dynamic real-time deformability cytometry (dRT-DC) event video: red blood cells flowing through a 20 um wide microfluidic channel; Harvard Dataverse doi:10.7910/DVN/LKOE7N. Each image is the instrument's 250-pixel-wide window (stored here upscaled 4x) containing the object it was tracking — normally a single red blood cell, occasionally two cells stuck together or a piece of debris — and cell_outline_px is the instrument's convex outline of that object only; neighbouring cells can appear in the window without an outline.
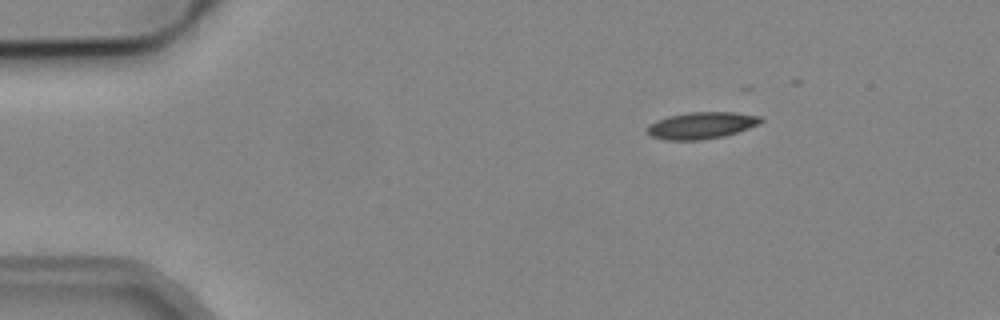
{"species": "common noctule bat (a hibernating species)", "species_latin": "Nyctalus noctula", "temperature_condition": "cold", "stored_images_in_passage": 3, "camera_frame_rate_fps": 3000, "um_per_image_px": 0.085, "animal": {"sex": "male", "body_mass_g": 19.2, "forearm_length_mm": 51.8}, "frame": {"image": 1, "passage_image": 1, "time_ms": 0.0, "image_size_px": [1000, 320], "cell_outline_px": [[764, 120], [760, 124], [724, 136], [700, 140], [664, 140], [652, 136], [648, 132], [648, 124], [656, 120], [668, 116], [688, 112], [732, 112], [764, 116]], "centroid_in_image_um": [59.65, 10.65], "position_along_channel_um": 25.4, "area_um2": 17.8}}